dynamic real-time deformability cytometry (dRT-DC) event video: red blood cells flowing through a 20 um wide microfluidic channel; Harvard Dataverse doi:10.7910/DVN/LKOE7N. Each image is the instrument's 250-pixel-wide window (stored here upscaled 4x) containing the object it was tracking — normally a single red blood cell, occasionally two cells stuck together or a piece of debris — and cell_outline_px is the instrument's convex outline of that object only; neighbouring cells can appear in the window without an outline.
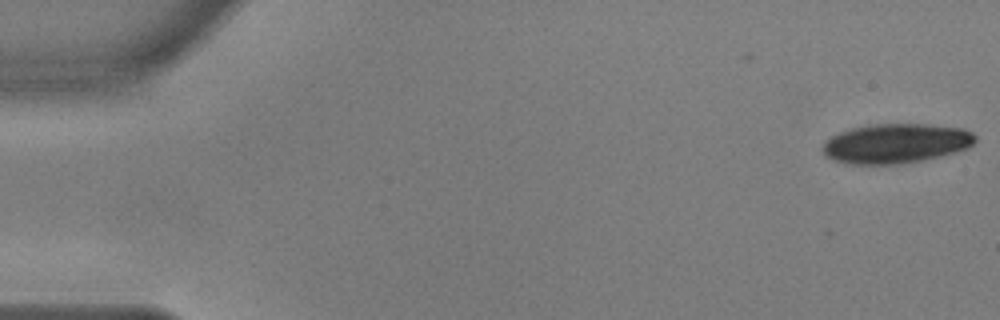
{"species": "common noctule bat (a hibernating species)", "species_latin": "Nyctalus noctula", "temperature_condition": "warm", "stored_images_in_passage": 21, "camera_frame_rate_fps": 3000, "um_per_image_px": 0.085, "animal": {"sex": "male", "body_mass_g": 17.9, "forearm_length_mm": 54.2}, "frame": {"image": 1, "passage_image": 1, "time_ms": 0.0, "image_size_px": [1000, 320], "cell_outline_px": [[976, 140], [972, 144], [964, 148], [940, 156], [920, 160], [892, 164], [852, 164], [832, 160], [824, 156], [820, 148], [824, 140], [840, 132], [852, 128], [876, 124], [928, 124], [964, 128], [972, 132], [976, 136]], "centroid_in_image_um": [76.09, 12.18], "position_along_channel_um": 8.9, "area_um2": 35.08}}